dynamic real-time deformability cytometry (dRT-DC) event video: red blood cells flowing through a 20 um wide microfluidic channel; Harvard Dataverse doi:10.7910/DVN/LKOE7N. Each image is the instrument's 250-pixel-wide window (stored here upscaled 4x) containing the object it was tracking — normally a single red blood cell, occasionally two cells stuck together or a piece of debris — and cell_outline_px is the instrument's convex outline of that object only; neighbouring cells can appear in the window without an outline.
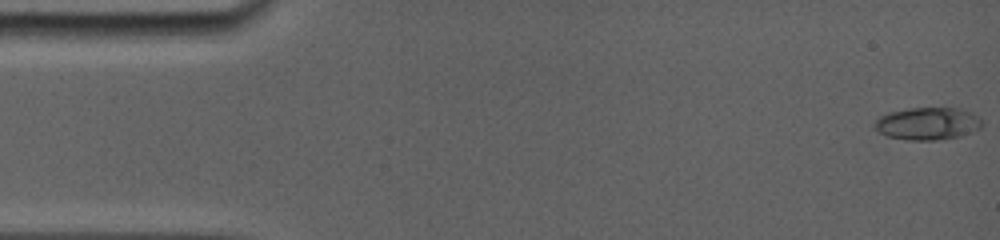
{"species": "common noctule bat (a hibernating species)", "species_latin": "Nyctalus noctula", "temperature_condition": "room temperature", "stored_images_in_passage": 35, "camera_frame_rate_fps": 5000, "um_per_image_px": 0.085, "animal": {"sex": "female", "body_mass_g": 19.0, "forearm_length_mm": 56.7}, "frame": {"image": 1, "passage_image": 1, "time_ms": 0.0, "image_size_px": [1000, 240], "cell_outline_px": [[980, 128], [972, 132], [960, 136], [936, 140], [904, 140], [888, 136], [880, 132], [872, 124], [880, 116], [888, 112], [908, 108], [960, 108], [972, 112], [980, 120]], "centroid_in_image_um": [78.82, 10.5], "position_along_channel_um": 6.2, "area_um2": 20.29}}
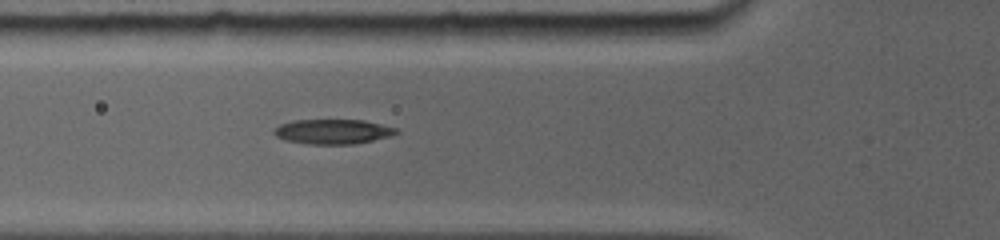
{"frame": {"image": 2, "passage_image": 20, "time_ms": 5.6, "image_size_px": [1000, 240], "cell_outline_px": [[400, 132], [392, 136], [356, 144], [308, 144], [284, 140], [276, 136], [272, 132], [272, 128], [280, 124], [292, 120], [364, 120], [396, 128]], "centroid_in_image_um": [28.27, 11.19], "position_along_channel_um": 97.5, "area_um2": 17.86}}
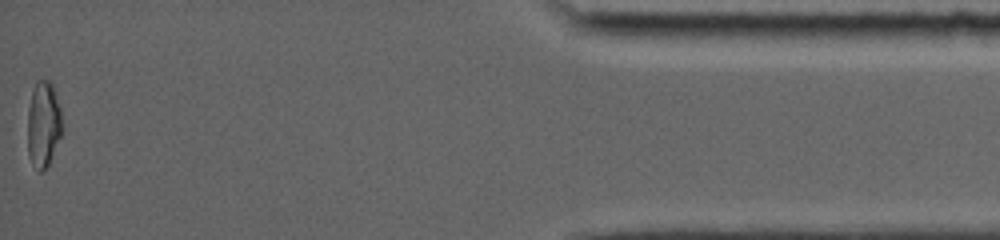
{"frame": {"image": 3, "passage_image": 35, "time_ms": 16.0, "image_size_px": [1000, 240], "cell_outline_px": [[60, 136], [48, 164], [40, 172], [32, 164], [28, 156], [28, 108], [32, 88], [36, 80], [48, 80], [52, 84], [56, 92], [60, 108]], "centroid_in_image_um": [3.66, 10.5], "position_along_channel_um": 431.5, "area_um2": 17.05}, "authors_computed_cell_mechanics": {"area_um2": 18.3804, "velocity_mm_per_s": 3.896, "shape_relaxation_time_tau1_ms": null, "shape_relaxation_time_tau2_ms": 8.2029, "deformation_change_tau1": null, "deformation_change_tau2": 0.1078}}